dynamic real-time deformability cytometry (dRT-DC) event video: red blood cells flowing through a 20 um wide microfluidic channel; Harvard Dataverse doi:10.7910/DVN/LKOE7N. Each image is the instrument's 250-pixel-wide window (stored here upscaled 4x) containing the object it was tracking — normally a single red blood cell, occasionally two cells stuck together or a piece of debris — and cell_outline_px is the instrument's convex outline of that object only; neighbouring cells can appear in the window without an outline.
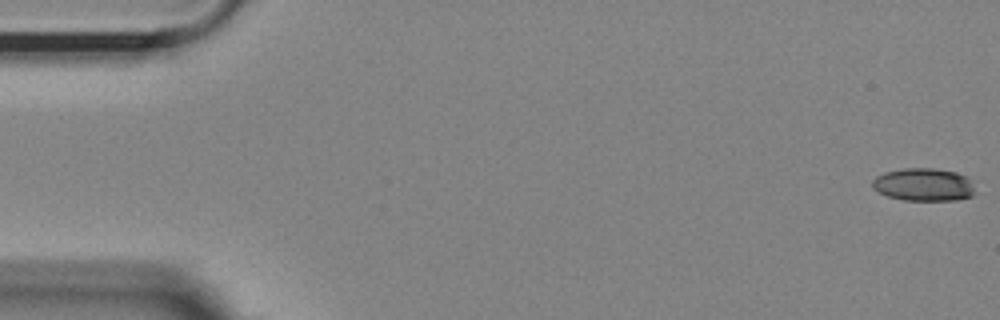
{"species": "Egyptian fruit bat (a non-hibernating species)", "species_latin": "Rousettus aegyptiacus", "temperature_condition": "room temperature", "stored_images_in_passage": 55, "camera_frame_rate_fps": 3000, "um_per_image_px": 0.085, "animal": {"sex": "female"}, "frame": {"image": 1, "passage_image": 1, "time_ms": 0.0, "image_size_px": [1000, 320], "cell_outline_px": [[972, 196], [956, 200], [904, 200], [888, 196], [872, 188], [872, 180], [876, 176], [884, 172], [900, 168], [936, 168], [956, 172], [968, 176], [972, 188]], "centroid_in_image_um": [78.47, 15.67], "position_along_channel_um": 6.5, "area_um2": 19.65}}
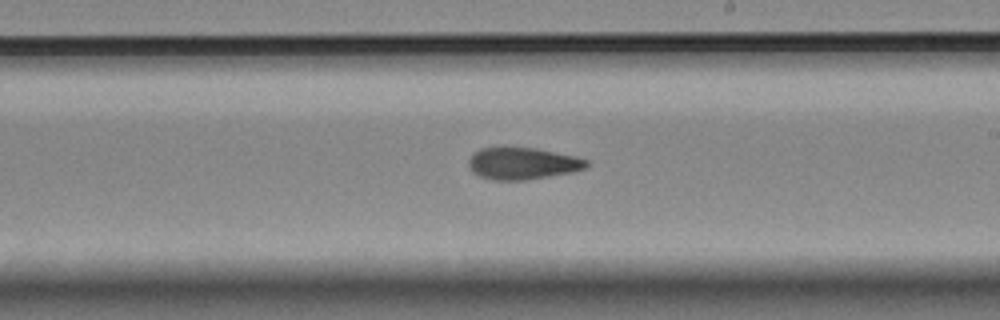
{"frame": {"image": 2, "passage_image": 32, "time_ms": 10.333, "image_size_px": [1000, 320], "cell_outline_px": [[592, 164], [584, 168], [572, 172], [524, 180], [492, 180], [480, 176], [472, 172], [468, 168], [468, 160], [472, 152], [480, 148], [504, 144], [536, 148], [576, 156], [588, 160]], "centroid_in_image_um": [44.35, 13.84], "position_along_channel_um": 244.6, "area_um2": 22.83}}
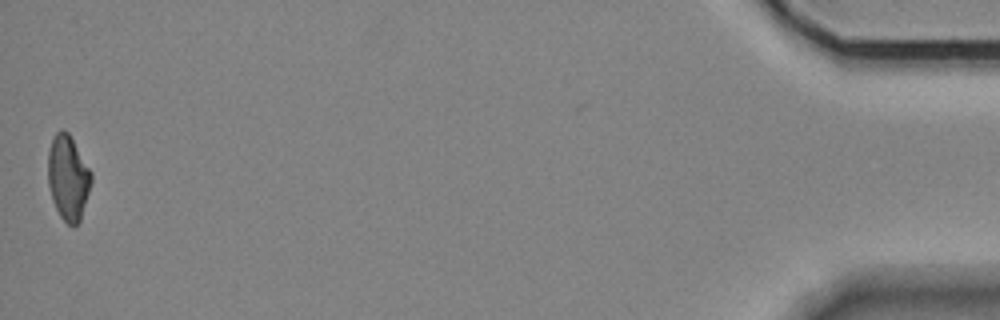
{"frame": {"image": 3, "passage_image": 55, "time_ms": 18.0, "image_size_px": [1000, 320], "cell_outline_px": [[92, 180], [80, 220], [72, 228], [60, 216], [52, 200], [48, 184], [48, 152], [52, 136], [60, 128], [64, 128], [68, 132], [92, 172]], "centroid_in_image_um": [5.77, 15.07], "position_along_channel_um": 429.4, "area_um2": 21.5}, "authors_computed_cell_mechanics": {"area_um2": 21.9062, "velocity_mm_per_s": 3.6311, "shape_relaxation_time_tau1_ms": 9.6538, "shape_relaxation_time_tau2_ms": 5.1202, "deformation_change_tau1": 0.1946, "deformation_change_tau2": 0.1396}}